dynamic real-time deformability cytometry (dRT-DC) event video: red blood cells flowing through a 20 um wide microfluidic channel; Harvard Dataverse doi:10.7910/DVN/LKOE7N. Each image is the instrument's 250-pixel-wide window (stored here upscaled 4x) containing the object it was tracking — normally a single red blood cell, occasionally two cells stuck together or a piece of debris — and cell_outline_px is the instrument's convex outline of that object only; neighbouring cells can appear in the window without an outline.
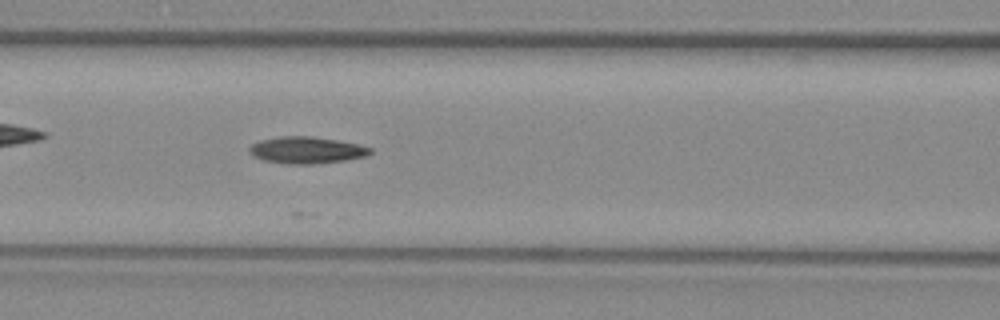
{"species": "common noctule bat (a hibernating species)", "species_latin": "Nyctalus noctula", "temperature_condition": "warm", "stored_images_in_passage": 32, "camera_frame_rate_fps": 3000, "um_per_image_px": 0.085, "animal": {"sex": "female", "body_mass_g": 29.2, "forearm_length_mm": 56.3}, "frame": {"image": 1, "passage_image": 22, "time_ms": 7.0, "image_size_px": [1000, 320], "cell_outline_px": [[372, 152], [368, 156], [344, 160], [312, 164], [288, 164], [264, 160], [252, 156], [248, 152], [248, 148], [252, 144], [260, 140], [280, 136], [312, 136], [360, 144], [372, 148]], "centroid_in_image_um": [26.05, 12.75], "position_along_channel_um": 140.5, "area_um2": 18.96}}
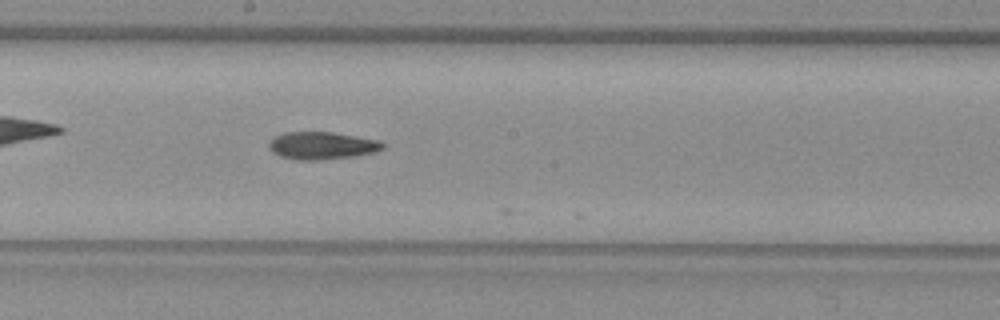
{"frame": {"image": 2, "passage_image": 28, "time_ms": 9.0, "image_size_px": [1000, 320], "cell_outline_px": [[388, 144], [384, 148], [376, 152], [356, 156], [320, 160], [296, 160], [280, 156], [272, 152], [268, 148], [268, 144], [272, 136], [284, 132], [332, 132], [380, 140]], "centroid_in_image_um": [27.37, 12.37], "position_along_channel_um": 220.8, "area_um2": 18.67}}
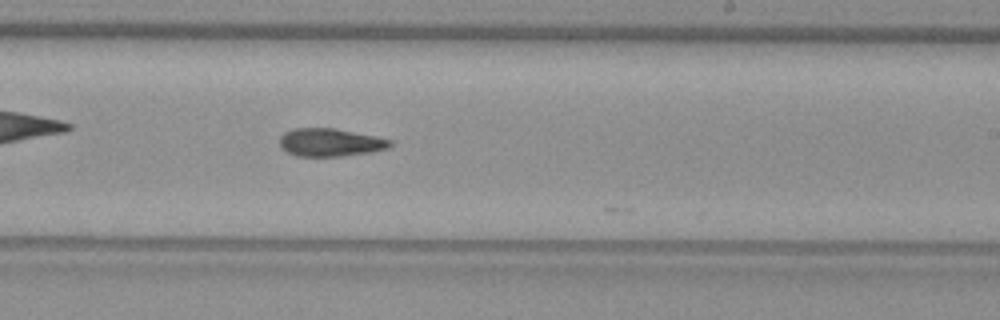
{"frame": {"image": 3, "passage_image": 31, "time_ms": 10.0, "image_size_px": [1000, 320], "cell_outline_px": [[392, 144], [388, 148], [372, 152], [344, 156], [296, 156], [284, 152], [280, 148], [280, 136], [284, 132], [292, 128], [332, 128], [376, 136], [392, 140]], "centroid_in_image_um": [28.03, 12.11], "position_along_channel_um": 261.0, "area_um2": 18.21}}